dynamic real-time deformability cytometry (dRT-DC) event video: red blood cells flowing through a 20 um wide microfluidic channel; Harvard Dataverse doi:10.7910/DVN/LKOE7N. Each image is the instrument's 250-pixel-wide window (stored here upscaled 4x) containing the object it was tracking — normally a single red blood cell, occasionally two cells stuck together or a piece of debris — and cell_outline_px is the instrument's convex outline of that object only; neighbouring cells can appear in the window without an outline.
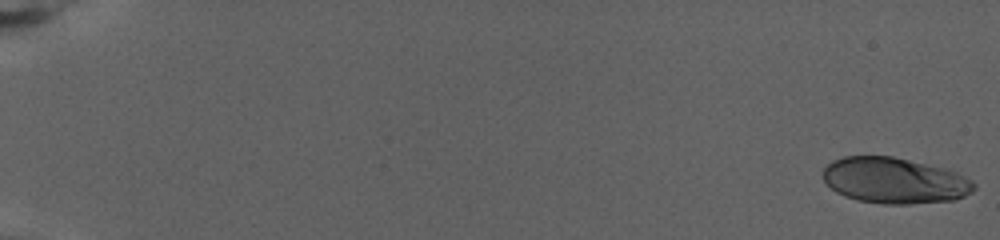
{"species": "human", "species_latin": "Homo sapiens", "temperature_condition": "warm", "stored_images_in_passage": 77, "camera_frame_rate_fps": 3000, "um_per_image_px": 0.085, "donor": {"sex": "female"}, "frame": {"image": 1, "passage_image": 1, "time_ms": 0.0, "image_size_px": [1000, 240], "cell_outline_px": [[976, 188], [972, 192], [956, 200], [908, 204], [880, 204], [856, 200], [844, 196], [836, 192], [824, 180], [824, 168], [832, 160], [844, 156], [892, 156], [956, 172], [972, 180], [976, 184]], "centroid_in_image_um": [76.03, 15.36], "position_along_channel_um": 9.0, "area_um2": 40.29}}
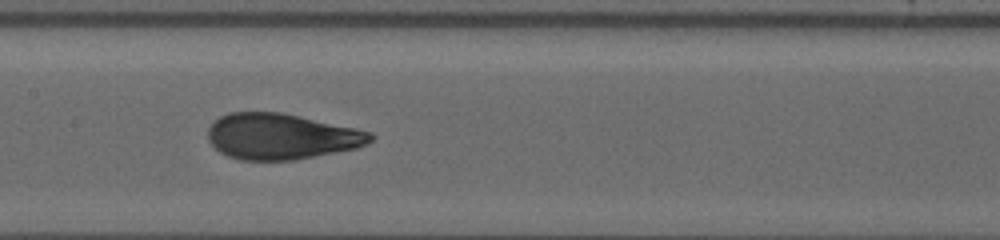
{"frame": {"image": 2, "passage_image": 42, "time_ms": 13.667, "image_size_px": [1000, 240], "cell_outline_px": [[376, 136], [372, 140], [356, 148], [296, 160], [240, 160], [228, 156], [220, 152], [208, 140], [208, 128], [220, 116], [228, 112], [280, 112], [356, 128], [372, 132]], "centroid_in_image_um": [23.9, 11.6], "position_along_channel_um": 183.5, "area_um2": 43.35}}
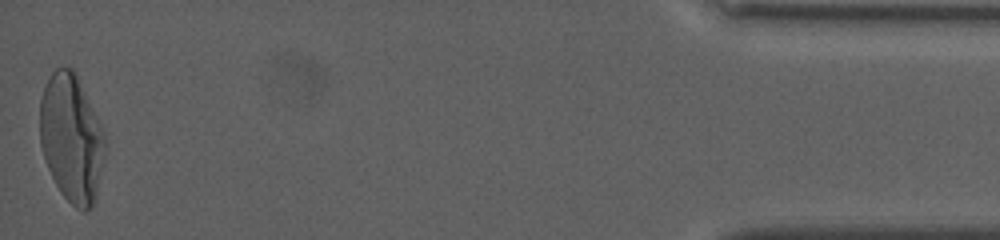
{"frame": {"image": 3, "passage_image": 77, "time_ms": 25.333, "image_size_px": [1000, 240], "cell_outline_px": [[104, 156], [96, 196], [92, 204], [84, 212], [76, 208], [60, 192], [48, 168], [40, 144], [40, 100], [44, 88], [52, 72], [56, 68], [72, 68], [76, 72], [104, 132]], "centroid_in_image_um": [6.06, 11.73], "position_along_channel_um": 429.1, "area_um2": 47.97}, "authors_computed_cell_mechanics": {"area_um2": 42.1362, "velocity_mm_per_s": 2.7783, "shape_relaxation_time_tau1_ms": 8.4484, "shape_relaxation_time_tau2_ms": null, "deformation_change_tau1": 0.2842, "deformation_change_tau2": null}}